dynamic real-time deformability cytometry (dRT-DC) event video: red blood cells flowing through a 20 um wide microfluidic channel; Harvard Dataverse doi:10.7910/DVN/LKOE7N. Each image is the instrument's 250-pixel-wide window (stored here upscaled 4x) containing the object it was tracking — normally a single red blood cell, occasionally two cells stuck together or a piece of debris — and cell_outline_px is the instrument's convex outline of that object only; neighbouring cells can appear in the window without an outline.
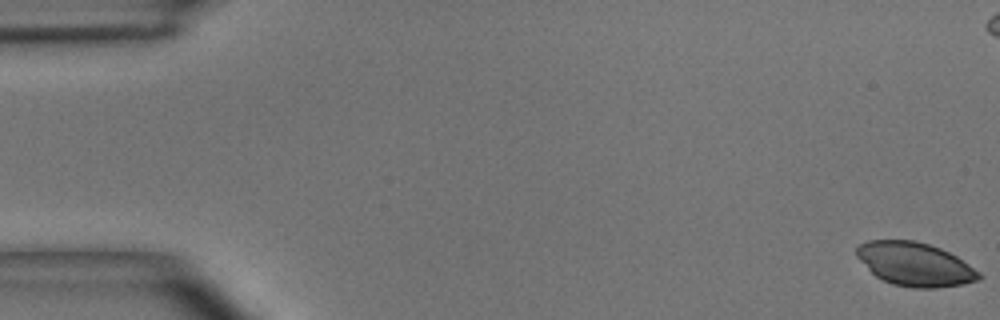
{"species": "common noctule bat (a hibernating species)", "species_latin": "Nyctalus noctula", "temperature_condition": "room temperature", "stored_images_in_passage": 52, "camera_frame_rate_fps": 3000, "um_per_image_px": 0.085, "animal": {"sex": "male", "body_mass_g": 15.6}, "frame": {"image": 1, "passage_image": 1, "time_ms": 0.0, "image_size_px": [1000, 320], "cell_outline_px": [[984, 276], [980, 280], [964, 284], [936, 288], [912, 288], [892, 284], [876, 276], [856, 256], [856, 248], [860, 244], [868, 240], [912, 240], [928, 244], [940, 248], [956, 256], [980, 272]], "centroid_in_image_um": [77.79, 22.47], "position_along_channel_um": 7.2, "area_um2": 31.04}}
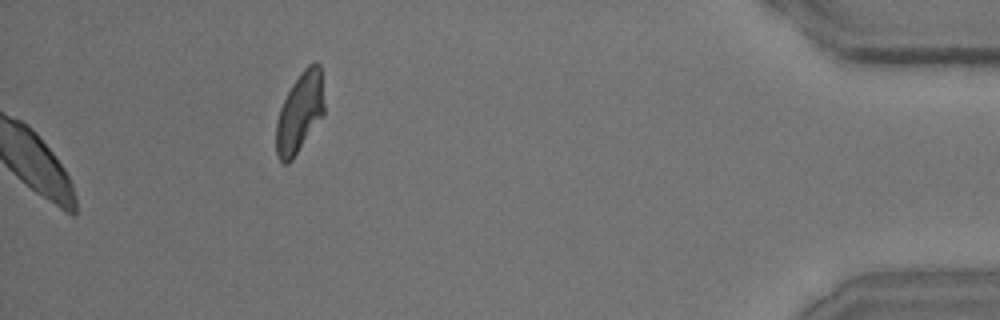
{"frame": {"image": 2, "passage_image": 52, "time_ms": 17.0, "image_size_px": [1000, 320], "cell_outline_px": [[324, 116], [292, 160], [288, 164], [284, 164], [280, 160], [276, 152], [276, 120], [280, 108], [292, 84], [300, 72], [308, 64], [316, 60], [320, 64], [324, 104]], "centroid_in_image_um": [25.49, 9.56], "position_along_channel_um": 409.7, "area_um2": 22.66}}